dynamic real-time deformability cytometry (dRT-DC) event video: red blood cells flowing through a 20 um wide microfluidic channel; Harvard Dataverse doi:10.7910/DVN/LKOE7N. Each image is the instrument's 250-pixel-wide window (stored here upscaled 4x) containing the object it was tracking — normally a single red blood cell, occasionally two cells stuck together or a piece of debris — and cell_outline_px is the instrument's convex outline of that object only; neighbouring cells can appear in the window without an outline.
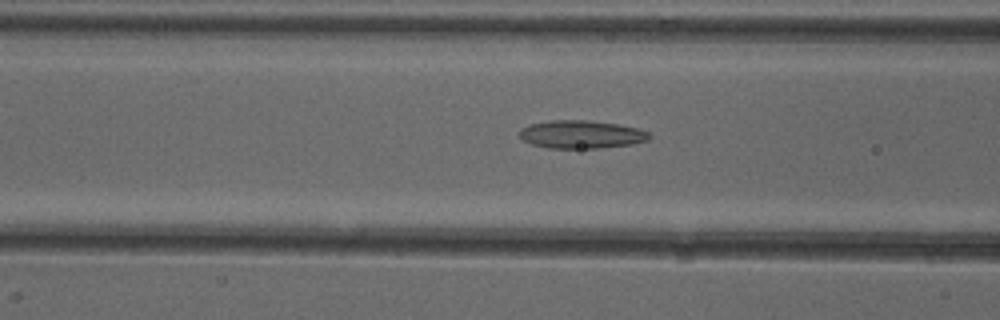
{"species": "common noctule bat (a hibernating species)", "species_latin": "Nyctalus noctula", "temperature_condition": "cold", "stored_images_in_passage": 52, "camera_frame_rate_fps": 3000, "um_per_image_px": 0.085, "animal": {"sex": "female"}, "frame": {"image": 1, "passage_image": 21, "time_ms": 6.667, "image_size_px": [1000, 320], "cell_outline_px": [[652, 136], [648, 140], [632, 144], [596, 148], [548, 148], [532, 144], [524, 140], [520, 136], [520, 128], [528, 124], [548, 120], [588, 120], [616, 124], [640, 128], [648, 132]], "centroid_in_image_um": [49.41, 11.41], "position_along_channel_um": 117.2, "area_um2": 21.27}}
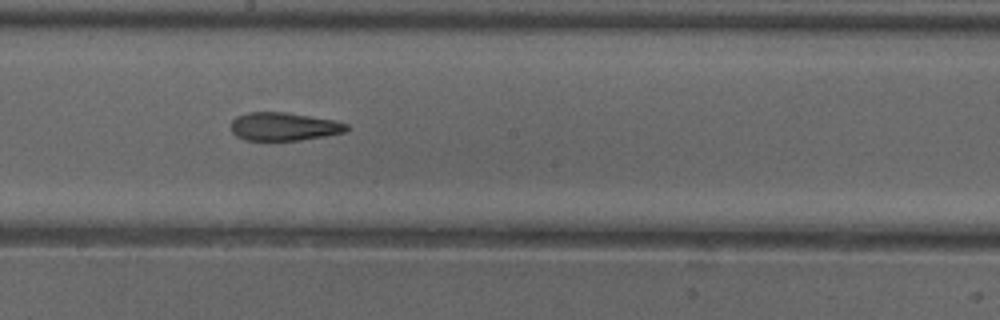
{"frame": {"image": 2, "passage_image": 29, "time_ms": 9.333, "image_size_px": [1000, 320], "cell_outline_px": [[348, 132], [300, 140], [244, 140], [236, 136], [232, 132], [232, 120], [236, 116], [248, 112], [284, 112], [336, 120], [348, 124]], "centroid_in_image_um": [24.15, 10.75], "position_along_channel_um": 224.1, "area_um2": 19.07}}
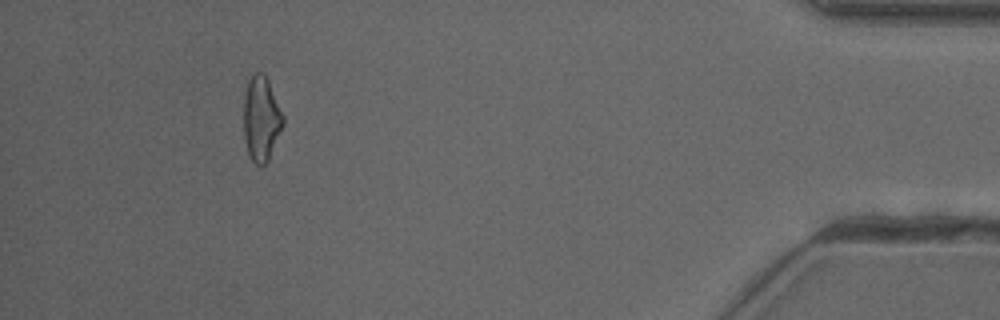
{"frame": {"image": 3, "passage_image": 48, "time_ms": 15.667, "image_size_px": [1000, 320], "cell_outline_px": [[284, 124], [268, 160], [260, 168], [248, 156], [244, 140], [244, 92], [248, 80], [256, 72], [264, 72], [268, 80], [284, 116]], "centroid_in_image_um": [22.2, 10.1], "position_along_channel_um": 413.0, "area_um2": 19.65}, "authors_computed_cell_mechanics": {"area_um2": 20.2589, "velocity_mm_per_s": 3.9938, "shape_relaxation_time_tau1_ms": null, "shape_relaxation_time_tau2_ms": 2.6487, "deformation_change_tau1": null, "deformation_change_tau2": 0.12}}